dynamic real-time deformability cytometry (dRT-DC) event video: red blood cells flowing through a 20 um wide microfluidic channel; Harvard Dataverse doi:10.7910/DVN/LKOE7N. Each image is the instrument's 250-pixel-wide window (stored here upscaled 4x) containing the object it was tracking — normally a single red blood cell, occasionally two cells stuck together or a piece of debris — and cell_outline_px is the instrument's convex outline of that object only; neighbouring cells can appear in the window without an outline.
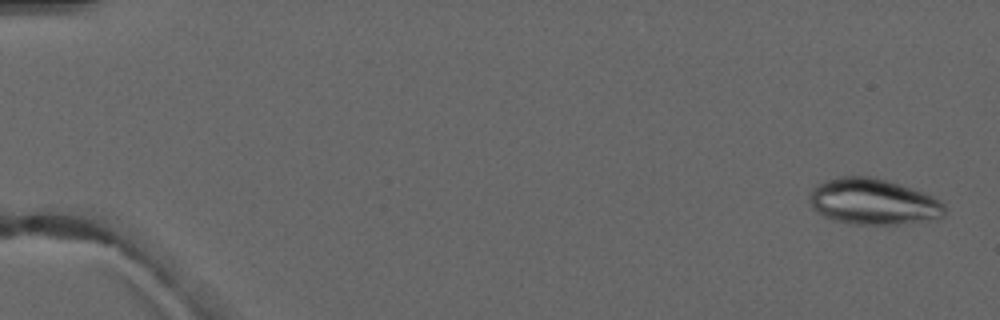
{"species": "common noctule bat (a hibernating species)", "species_latin": "Nyctalus noctula", "temperature_condition": "warm", "stored_images_in_passage": 4, "camera_frame_rate_fps": 3000, "um_per_image_px": 0.085, "animal": {"sex": "male", "forearm_length_mm": 52.5}, "frame": {"image": 1, "passage_image": 1, "time_ms": 0.0, "image_size_px": [1000, 320], "cell_outline_px": [[944, 216], [924, 220], [896, 224], [848, 224], [832, 220], [824, 216], [812, 208], [812, 188], [816, 184], [840, 176], [872, 176], [900, 184], [932, 196], [944, 204]], "centroid_in_image_um": [74.19, 17.14], "position_along_channel_um": 10.8, "area_um2": 35.78}}